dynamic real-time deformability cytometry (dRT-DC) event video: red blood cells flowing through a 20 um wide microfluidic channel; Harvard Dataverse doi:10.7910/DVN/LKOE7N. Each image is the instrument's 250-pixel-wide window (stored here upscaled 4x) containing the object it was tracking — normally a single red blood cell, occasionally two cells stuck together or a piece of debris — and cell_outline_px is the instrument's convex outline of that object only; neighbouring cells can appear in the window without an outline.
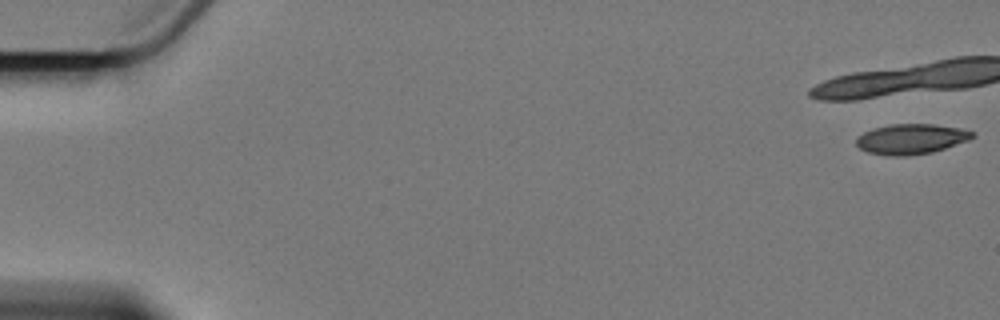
{"species": "Egyptian fruit bat (a non-hibernating species)", "species_latin": "Rousettus aegyptiacus", "temperature_condition": "cold", "stored_images_in_passage": 8, "camera_frame_rate_fps": 3000, "um_per_image_px": 0.085, "animal": {"sex": "female"}, "frame": {"image": 1, "passage_image": 1, "time_ms": 0.0, "image_size_px": [1000, 320], "cell_outline_px": [[976, 136], [968, 140], [932, 152], [908, 156], [888, 156], [868, 152], [860, 148], [856, 144], [856, 136], [872, 128], [892, 124], [932, 124], [960, 128], [976, 132]], "centroid_in_image_um": [77.43, 11.81], "position_along_channel_um": 7.6, "area_um2": 20.52}}
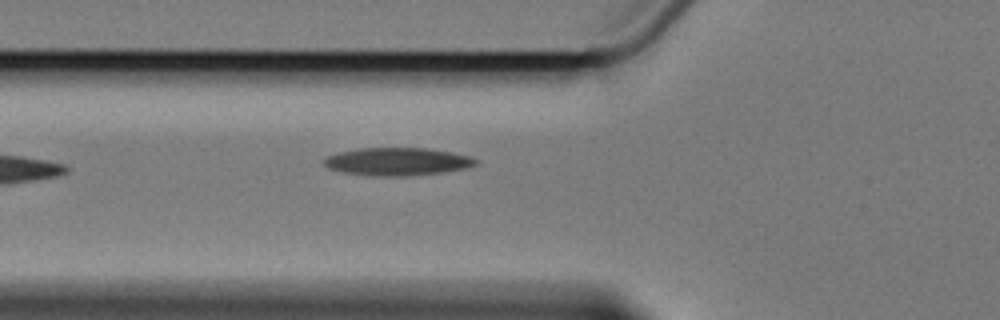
{"frame": {"image": 2, "passage_image": 8, "time_ms": 8.0, "image_size_px": [1000, 320], "cell_outline_px": [[476, 164], [464, 168], [440, 172], [404, 176], [372, 176], [344, 172], [328, 168], [320, 160], [336, 152], [356, 148], [428, 148], [452, 152], [468, 156], [476, 160]], "centroid_in_image_um": [33.68, 13.72], "position_along_channel_um": 92.1, "area_um2": 24.51}}